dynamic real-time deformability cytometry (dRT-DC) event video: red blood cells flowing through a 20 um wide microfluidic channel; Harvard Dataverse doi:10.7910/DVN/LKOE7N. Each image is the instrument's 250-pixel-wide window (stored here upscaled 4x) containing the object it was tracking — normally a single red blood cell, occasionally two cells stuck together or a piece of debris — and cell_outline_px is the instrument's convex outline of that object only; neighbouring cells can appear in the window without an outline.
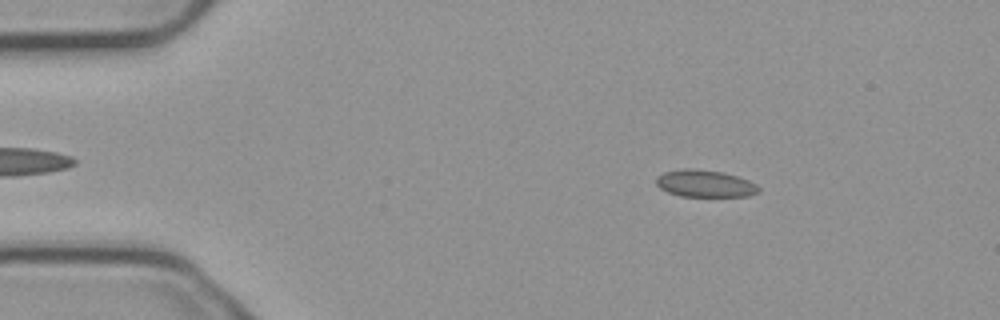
{"species": "common noctule bat (a hibernating species)", "species_latin": "Nyctalus noctula", "temperature_condition": "cold", "stored_images_in_passage": 54, "camera_frame_rate_fps": 3000, "um_per_image_px": 0.085, "animal": {"sex": "male", "body_mass_g": 23.1, "forearm_length_mm": 52.7}, "frame": {"image": 1, "passage_image": 8, "time_ms": 2.333, "image_size_px": [1000, 320], "cell_outline_px": [[760, 192], [748, 196], [680, 196], [668, 192], [660, 188], [656, 184], [656, 176], [664, 172], [684, 168], [688, 168], [724, 172], [748, 180], [756, 184], [760, 188]], "centroid_in_image_um": [59.92, 15.6], "position_along_channel_um": 25.1, "area_um2": 16.18}}
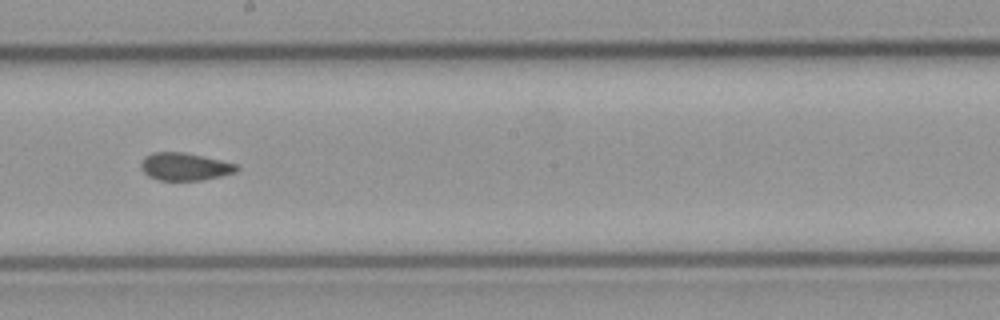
{"frame": {"image": 2, "passage_image": 30, "time_ms": 9.667, "image_size_px": [1000, 320], "cell_outline_px": [[240, 168], [236, 172], [204, 180], [160, 180], [148, 176], [140, 168], [140, 164], [144, 156], [152, 152], [184, 152], [204, 156], [236, 164]], "centroid_in_image_um": [15.69, 14.16], "position_along_channel_um": 232.5, "area_um2": 15.49}}
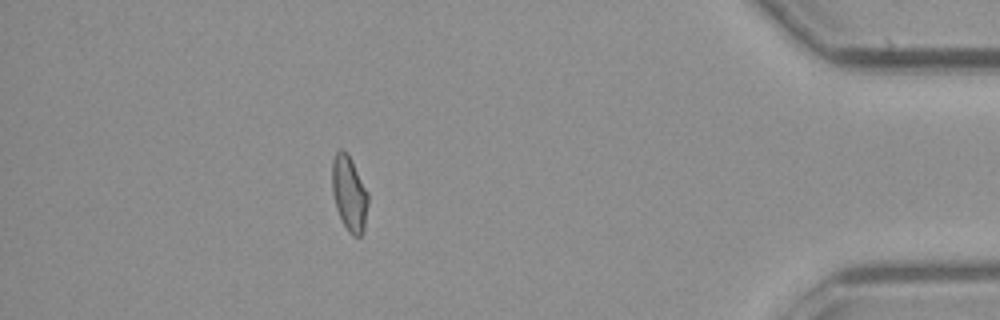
{"frame": {"image": 3, "passage_image": 48, "time_ms": 15.667, "image_size_px": [1000, 320], "cell_outline_px": [[368, 204], [364, 232], [360, 236], [352, 236], [348, 232], [336, 208], [332, 192], [332, 160], [336, 152], [340, 148], [344, 148], [348, 152], [368, 192]], "centroid_in_image_um": [29.69, 16.42], "position_along_channel_um": 405.5, "area_um2": 16.01}, "authors_computed_cell_mechanics": {"area_um2": 15.9239, "velocity_mm_per_s": 3.7488, "shape_relaxation_time_tau1_ms": null, "shape_relaxation_time_tau2_ms": 2.1132, "deformation_change_tau1": null, "deformation_change_tau2": 0.0491}}